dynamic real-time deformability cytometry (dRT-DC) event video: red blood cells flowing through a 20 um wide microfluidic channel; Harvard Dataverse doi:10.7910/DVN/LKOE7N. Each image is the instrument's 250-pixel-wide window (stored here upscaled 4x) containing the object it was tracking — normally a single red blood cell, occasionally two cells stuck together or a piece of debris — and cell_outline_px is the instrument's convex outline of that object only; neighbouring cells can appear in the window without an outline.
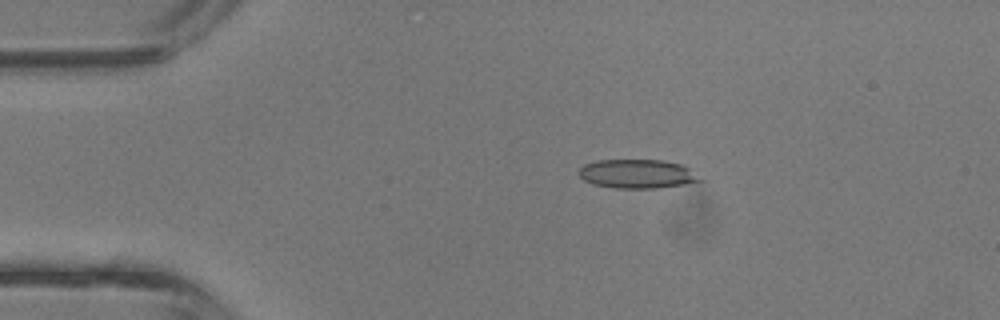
{"species": "common noctule bat (a hibernating species)", "species_latin": "Nyctalus noctula", "temperature_condition": "room temperature", "stored_images_in_passage": 42, "camera_frame_rate_fps": 3000, "um_per_image_px": 0.085, "animal": {"sex": "male", "body_mass_g": 13.3}, "frame": {"image": 1, "passage_image": 8, "time_ms": 2.333, "image_size_px": [1000, 320], "cell_outline_px": [[708, 180], [684, 184], [656, 188], [612, 188], [592, 184], [584, 180], [580, 176], [580, 168], [584, 164], [596, 160], [664, 160], [684, 164]], "centroid_in_image_um": [54.25, 14.77], "position_along_channel_um": 30.8, "area_um2": 20.81}}
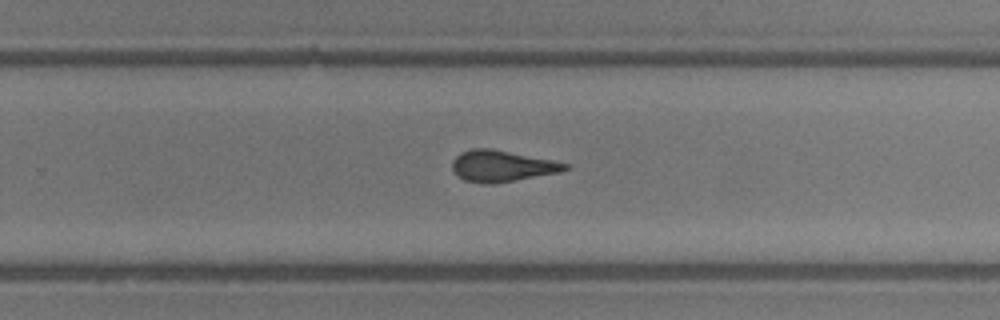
{"frame": {"image": 2, "passage_image": 27, "time_ms": 8.667, "image_size_px": [1000, 320], "cell_outline_px": [[572, 168], [560, 172], [492, 184], [484, 184], [464, 180], [456, 176], [452, 168], [452, 160], [460, 152], [472, 148], [492, 148], [572, 164]], "centroid_in_image_um": [42.66, 14.11], "position_along_channel_um": 287.1, "area_um2": 20.81}}
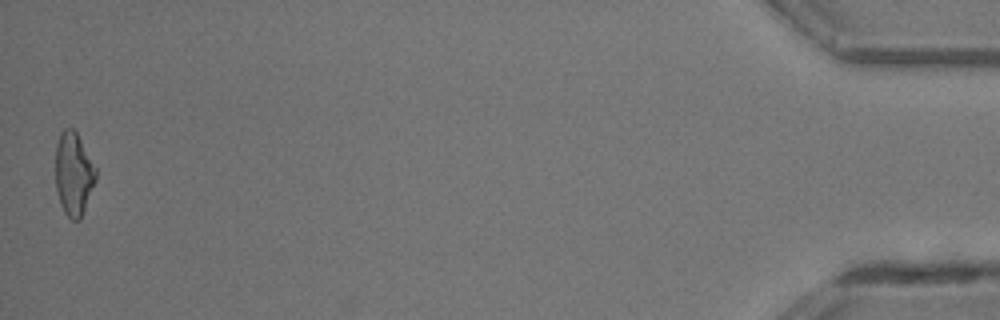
{"frame": {"image": 3, "passage_image": 42, "time_ms": 13.667, "image_size_px": [1000, 320], "cell_outline_px": [[96, 180], [80, 220], [72, 220], [64, 212], [60, 204], [56, 188], [56, 144], [60, 132], [64, 128], [72, 128], [76, 132], [96, 168]], "centroid_in_image_um": [6.25, 14.78], "position_along_channel_um": 429.0, "area_um2": 19.42}, "authors_computed_cell_mechanics": {"area_um2": 20.6346, "velocity_mm_per_s": 4.8376, "shape_relaxation_time_tau1_ms": 6.5216, "shape_relaxation_time_tau2_ms": 1.1029, "deformation_change_tau1": 0.2296, "deformation_change_tau2": 0.1053}}